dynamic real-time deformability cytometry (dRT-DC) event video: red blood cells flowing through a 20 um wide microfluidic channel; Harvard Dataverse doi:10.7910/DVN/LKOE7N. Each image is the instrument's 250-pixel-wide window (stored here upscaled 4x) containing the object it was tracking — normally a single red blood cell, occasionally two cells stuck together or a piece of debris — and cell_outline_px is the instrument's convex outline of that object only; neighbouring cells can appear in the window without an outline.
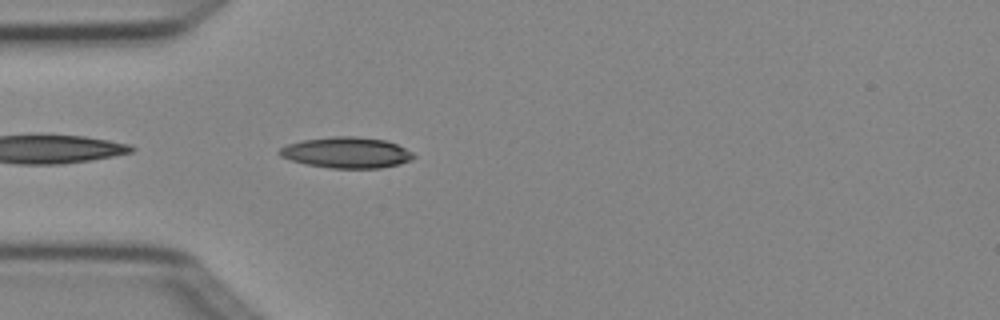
{"species": "Egyptian fruit bat (a non-hibernating species)", "species_latin": "Rousettus aegyptiacus", "temperature_condition": "cold", "stored_images_in_passage": 3, "camera_frame_rate_fps": 3000, "um_per_image_px": 0.085, "animal": {"sex": "female"}, "frame": {"image": 1, "passage_image": 3, "time_ms": 0.667, "image_size_px": [1000, 320], "cell_outline_px": [[416, 156], [412, 160], [400, 164], [380, 168], [332, 168], [304, 164], [280, 156], [276, 152], [280, 148], [288, 144], [304, 140], [332, 136], [356, 136], [384, 140], [396, 144], [412, 152]], "centroid_in_image_um": [29.46, 12.97], "position_along_channel_um": 55.5, "area_um2": 24.16}}